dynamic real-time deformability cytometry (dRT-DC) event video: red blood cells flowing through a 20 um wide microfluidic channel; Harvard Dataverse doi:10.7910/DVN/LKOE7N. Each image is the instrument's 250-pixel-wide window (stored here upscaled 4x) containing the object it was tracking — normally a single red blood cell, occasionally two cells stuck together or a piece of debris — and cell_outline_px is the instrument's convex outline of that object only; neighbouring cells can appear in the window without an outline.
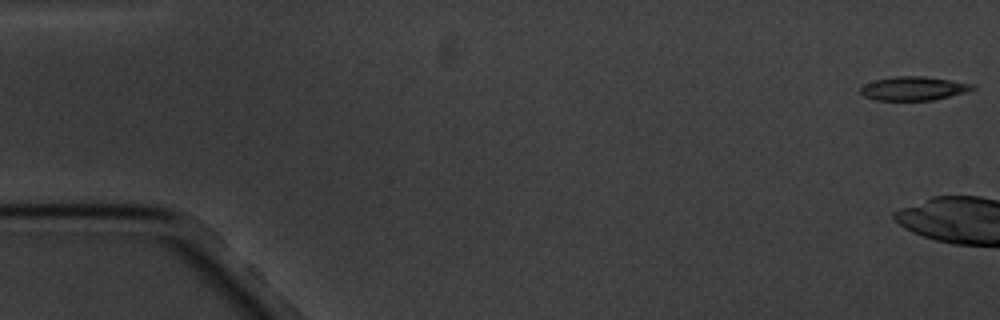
{"species": "common noctule bat (a hibernating species)", "species_latin": "Nyctalus noctula", "temperature_condition": "cold", "stored_images_in_passage": 4, "camera_frame_rate_fps": 3000, "um_per_image_px": 0.085, "animal": {"sex": "male", "body_mass_g": 20.1, "forearm_length_mm": 53.5}, "frame": {"image": 1, "passage_image": 1, "time_ms": 0.0, "image_size_px": [1000, 320], "cell_outline_px": [[976, 88], [964, 92], [932, 100], [876, 100], [864, 96], [860, 92], [860, 88], [864, 84], [876, 80], [896, 76], [924, 76], [952, 80], [976, 84]], "centroid_in_image_um": [77.66, 7.51], "position_along_channel_um": 7.3, "area_um2": 15.43}}